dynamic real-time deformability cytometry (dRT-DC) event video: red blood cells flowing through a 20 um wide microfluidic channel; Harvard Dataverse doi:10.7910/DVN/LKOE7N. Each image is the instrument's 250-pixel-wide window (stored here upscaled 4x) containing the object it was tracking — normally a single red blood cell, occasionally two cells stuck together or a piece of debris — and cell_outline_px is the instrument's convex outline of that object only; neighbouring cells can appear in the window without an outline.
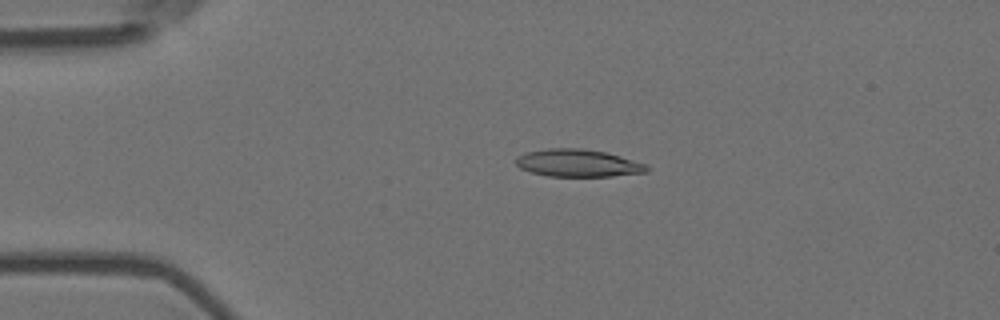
{"species": "Egyptian fruit bat (a non-hibernating species)", "species_latin": "Rousettus aegyptiacus", "temperature_condition": "room temperature", "stored_images_in_passage": 4, "camera_frame_rate_fps": 3000, "um_per_image_px": 0.085, "animal": {"sex": "female"}, "frame": {"image": 1, "passage_image": 3, "time_ms": 0.667, "image_size_px": [1000, 320], "cell_outline_px": [[648, 172], [612, 176], [548, 176], [532, 172], [520, 168], [516, 164], [516, 156], [524, 152], [548, 148], [580, 148], [604, 152], [620, 156], [648, 164]], "centroid_in_image_um": [49.12, 13.86], "position_along_channel_um": 35.9, "area_um2": 20.98}}